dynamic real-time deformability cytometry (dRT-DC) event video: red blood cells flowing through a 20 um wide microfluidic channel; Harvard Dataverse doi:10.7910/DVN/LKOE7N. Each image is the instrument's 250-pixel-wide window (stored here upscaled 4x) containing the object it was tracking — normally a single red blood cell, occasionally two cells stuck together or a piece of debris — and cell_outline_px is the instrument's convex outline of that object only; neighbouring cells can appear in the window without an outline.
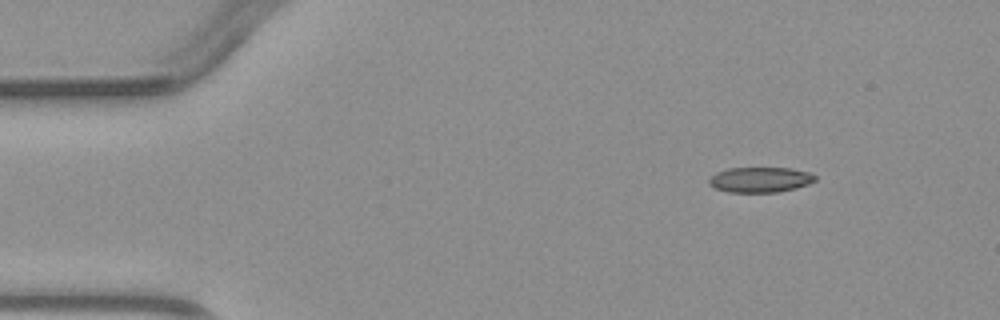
{"species": "common noctule bat (a hibernating species)", "species_latin": "Nyctalus noctula", "temperature_condition": "warm", "stored_images_in_passage": 3, "camera_frame_rate_fps": 3000, "um_per_image_px": 0.085, "animal": {"sex": "male", "body_mass_g": 23.1, "forearm_length_mm": 52.7}, "frame": {"image": 1, "passage_image": 1, "time_ms": 0.0, "image_size_px": [1000, 320], "cell_outline_px": [[816, 180], [808, 184], [796, 188], [776, 192], [728, 192], [716, 188], [708, 184], [708, 180], [716, 172], [728, 168], [792, 168], [808, 172], [816, 176]], "centroid_in_image_um": [64.61, 15.27], "position_along_channel_um": 20.4, "area_um2": 15.61}}
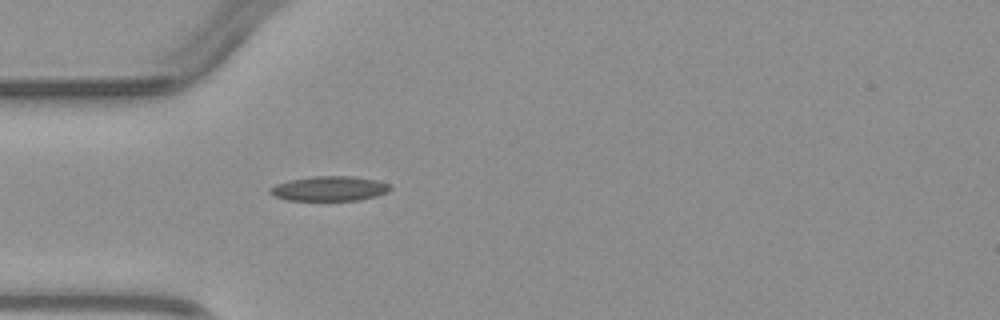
{"frame": {"image": 2, "passage_image": 3, "time_ms": 2.667, "image_size_px": [1000, 320], "cell_outline_px": [[392, 188], [388, 192], [376, 196], [360, 200], [288, 200], [272, 196], [268, 192], [268, 188], [276, 184], [288, 180], [316, 176], [352, 176], [376, 180], [392, 184]], "centroid_in_image_um": [28.0, 16.03], "position_along_channel_um": 57.0, "area_um2": 17.51}}